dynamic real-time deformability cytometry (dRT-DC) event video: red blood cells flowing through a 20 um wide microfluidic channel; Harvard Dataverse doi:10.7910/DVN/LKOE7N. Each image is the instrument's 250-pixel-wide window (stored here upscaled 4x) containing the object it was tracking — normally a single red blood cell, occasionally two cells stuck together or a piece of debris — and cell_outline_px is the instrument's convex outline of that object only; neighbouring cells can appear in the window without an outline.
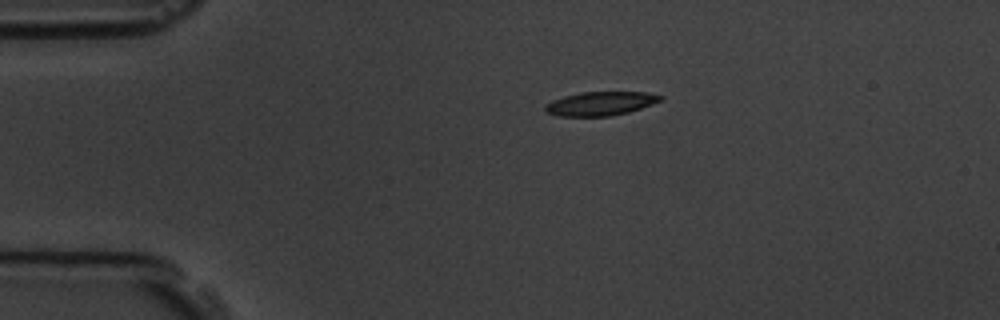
{"species": "common noctule bat (a hibernating species)", "species_latin": "Nyctalus noctula", "temperature_condition": "room temperature", "stored_images_in_passage": 3, "camera_frame_rate_fps": 3000, "um_per_image_px": 0.085, "animal": {"sex": "male", "body_mass_g": 19.5, "forearm_length_mm": 54.6}, "frame": {"image": 1, "passage_image": 1, "time_ms": 0.0, "image_size_px": [1000, 320], "cell_outline_px": [[664, 96], [660, 100], [652, 104], [628, 112], [608, 116], [560, 116], [548, 112], [544, 108], [552, 100], [564, 96], [580, 92], [648, 92]], "centroid_in_image_um": [51.06, 8.79], "position_along_channel_um": 33.9, "area_um2": 15.78}}
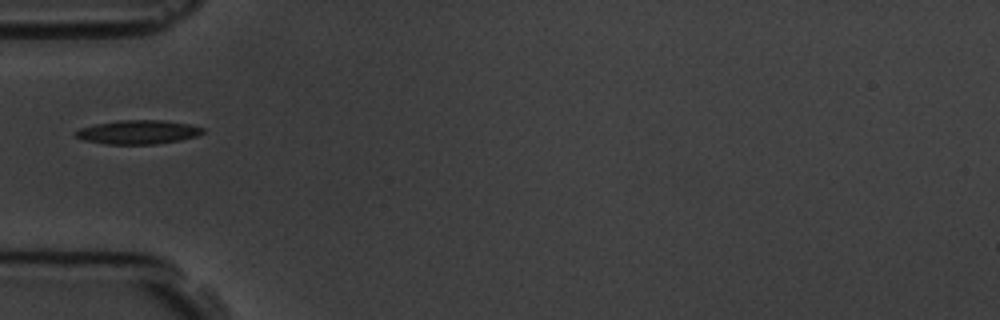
{"frame": {"image": 2, "passage_image": 3, "time_ms": 2.333, "image_size_px": [1000, 320], "cell_outline_px": [[204, 132], [196, 136], [180, 140], [156, 144], [108, 144], [84, 140], [76, 136], [72, 132], [80, 128], [96, 124], [116, 120], [164, 120], [188, 124], [204, 128]], "centroid_in_image_um": [11.72, 11.22], "position_along_channel_um": 73.3, "area_um2": 17.69}}